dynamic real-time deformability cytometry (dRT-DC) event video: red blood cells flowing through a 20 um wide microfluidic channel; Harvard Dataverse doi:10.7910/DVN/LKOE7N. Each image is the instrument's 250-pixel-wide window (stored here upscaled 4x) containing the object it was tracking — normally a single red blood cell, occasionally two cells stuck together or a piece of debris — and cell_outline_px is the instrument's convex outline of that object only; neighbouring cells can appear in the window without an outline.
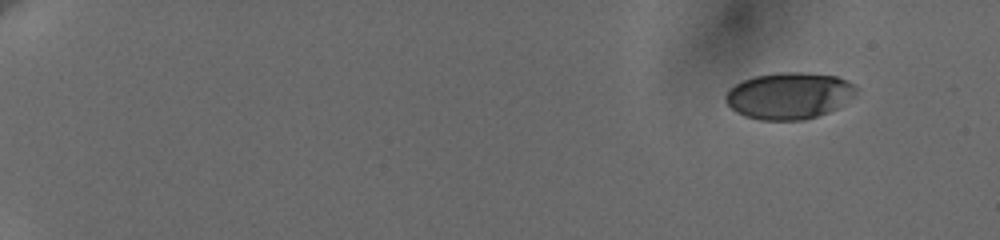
{"species": "human", "species_latin": "Homo sapiens", "temperature_condition": "cold", "stored_images_in_passage": 69, "camera_frame_rate_fps": 3000, "um_per_image_px": 0.085, "donor": {"sex": "female"}, "frame": {"image": 1, "passage_image": 1, "time_ms": 0.0, "image_size_px": [1000, 240], "cell_outline_px": [[856, 92], [844, 104], [828, 112], [804, 120], [760, 120], [744, 116], [736, 112], [724, 100], [724, 96], [728, 88], [744, 80], [756, 76], [780, 72], [800, 72], [836, 76], [852, 84], [856, 88]], "centroid_in_image_um": [67.02, 8.14], "position_along_channel_um": 18.0, "area_um2": 35.32}}
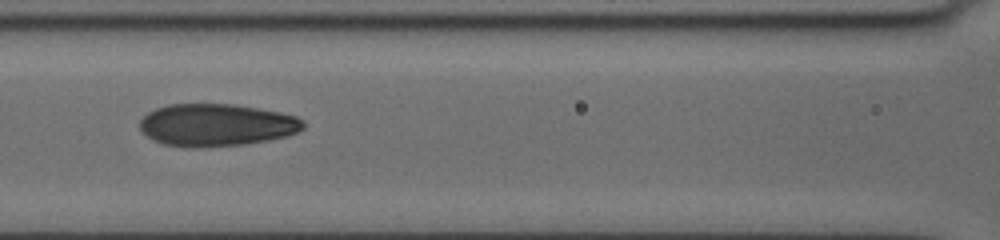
{"frame": {"image": 2, "passage_image": 36, "time_ms": 8.333, "image_size_px": [1000, 240], "cell_outline_px": [[304, 128], [288, 136], [268, 140], [244, 144], [204, 148], [184, 148], [164, 144], [152, 140], [140, 132], [140, 120], [148, 112], [156, 108], [168, 104], [232, 104], [280, 112], [296, 116], [304, 124]], "centroid_in_image_um": [18.34, 10.64], "position_along_channel_um": 148.3, "area_um2": 40.69}}
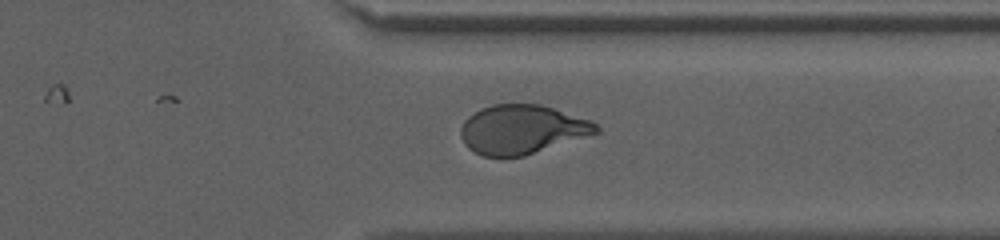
{"frame": {"image": 3, "passage_image": 59, "time_ms": 14.333, "image_size_px": [1000, 240], "cell_outline_px": [[600, 132], [524, 156], [484, 156], [468, 148], [464, 144], [460, 136], [460, 128], [464, 120], [468, 116], [480, 108], [492, 104], [540, 104], [592, 120], [600, 128]], "centroid_in_image_um": [44.36, 10.99], "position_along_channel_um": 367.0, "area_um2": 38.78}, "authors_computed_cell_mechanics": {"area_um2": 38.6682, "velocity_mm_per_s": 3.655, "shape_relaxation_time_tau1_ms": 4.2113, "shape_relaxation_time_tau2_ms": 1.1234, "deformation_change_tau1": 0.1595, "deformation_change_tau2": 0.0678}}